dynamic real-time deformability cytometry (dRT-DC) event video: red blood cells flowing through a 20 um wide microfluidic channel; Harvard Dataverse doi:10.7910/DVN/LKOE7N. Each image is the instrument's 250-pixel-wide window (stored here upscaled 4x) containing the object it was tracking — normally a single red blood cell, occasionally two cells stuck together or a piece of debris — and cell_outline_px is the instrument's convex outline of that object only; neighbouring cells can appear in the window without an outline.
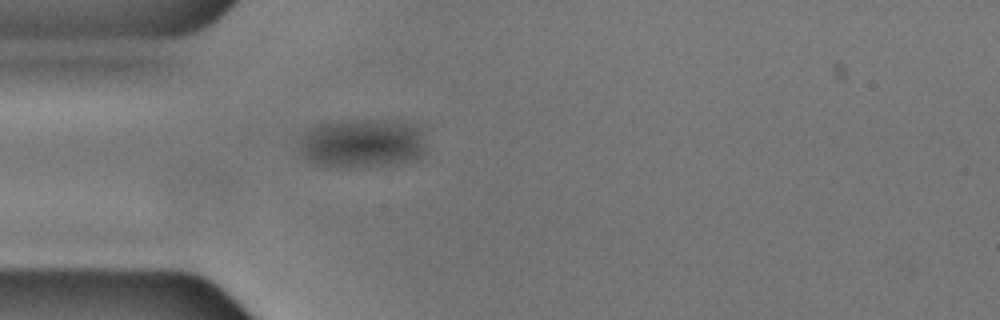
{"species": "common noctule bat (a hibernating species)", "species_latin": "Nyctalus noctula", "temperature_condition": "cold", "stored_images_in_passage": 42, "camera_frame_rate_fps": 3000, "um_per_image_px": 0.085, "animal": {"sex": "male", "body_mass_g": 17.9, "forearm_length_mm": 54.2}, "frame": {"image": 1, "passage_image": 1, "time_ms": 0.0, "image_size_px": [1000, 320], "cell_outline_px": [[428, 152], [416, 160], [364, 168], [348, 168], [320, 164], [304, 160], [300, 156], [300, 144], [304, 136], [312, 128], [320, 124], [408, 124], [424, 132], [428, 148]], "centroid_in_image_um": [30.85, 12.31], "position_along_channel_um": 54.2, "area_um2": 34.8}}
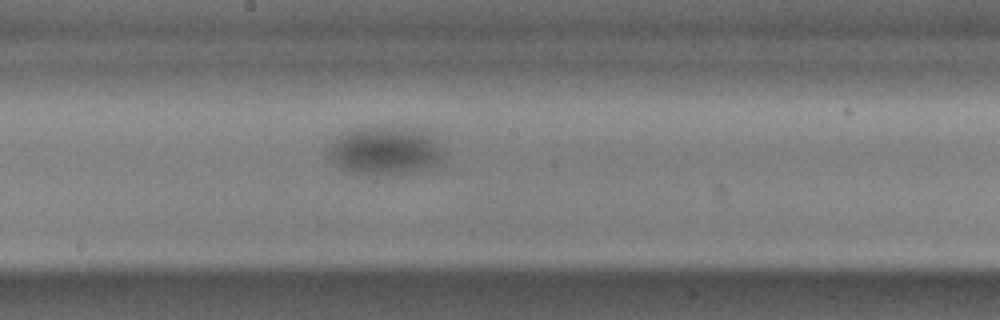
{"frame": {"image": 2, "passage_image": 15, "time_ms": 4.667, "image_size_px": [1000, 320], "cell_outline_px": [[444, 156], [432, 164], [424, 168], [368, 176], [344, 172], [324, 156], [336, 140], [340, 136], [356, 128], [412, 128], [420, 132], [432, 140]], "centroid_in_image_um": [32.54, 12.85], "position_along_channel_um": 215.7, "area_um2": 30.92}}
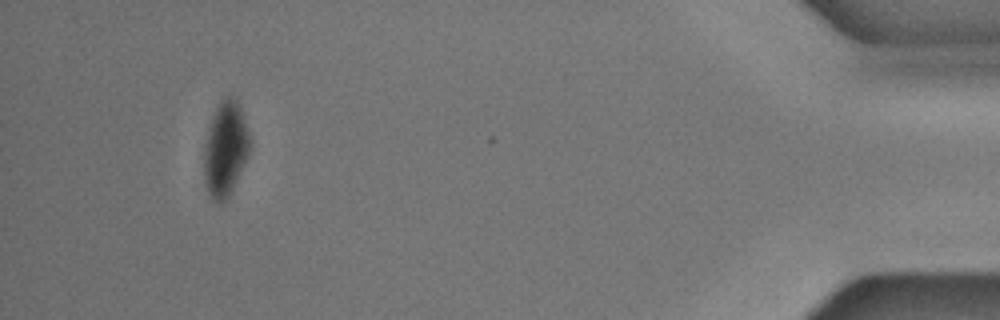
{"frame": {"image": 3, "passage_image": 38, "time_ms": 12.333, "image_size_px": [1000, 320], "cell_outline_px": [[252, 148], [228, 196], [224, 200], [212, 200], [204, 184], [204, 152], [212, 120], [216, 108], [220, 100], [224, 96], [232, 96], [236, 100], [240, 108], [252, 140]], "centroid_in_image_um": [19.19, 12.64], "position_along_channel_um": 416.0, "area_um2": 24.85}, "authors_computed_cell_mechanics": {"area_um2": 28.6399, "velocity_mm_per_s": 3.5556, "shape_relaxation_time_tau1_ms": 1.9612, "shape_relaxation_time_tau2_ms": null, "deformation_change_tau1": 0.0625, "deformation_change_tau2": null}}